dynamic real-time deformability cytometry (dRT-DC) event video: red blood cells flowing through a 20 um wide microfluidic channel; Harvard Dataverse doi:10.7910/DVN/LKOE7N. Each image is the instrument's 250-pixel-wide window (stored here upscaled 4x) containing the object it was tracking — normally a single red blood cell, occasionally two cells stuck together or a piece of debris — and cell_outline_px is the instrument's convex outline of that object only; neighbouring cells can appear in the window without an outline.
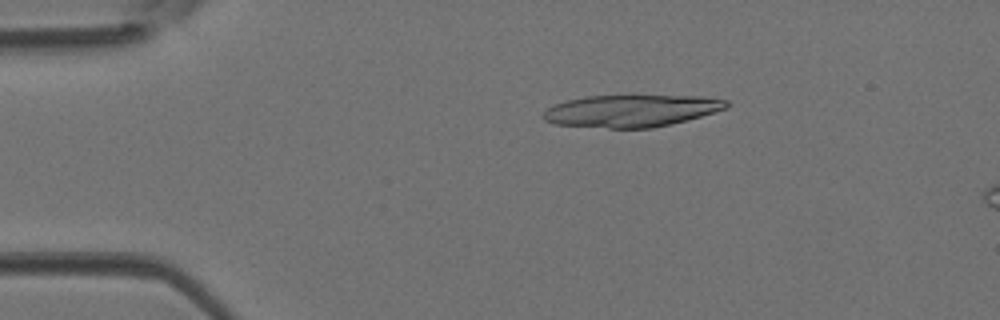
{"species": "Egyptian fruit bat (a non-hibernating species)", "species_latin": "Rousettus aegyptiacus", "temperature_condition": "room temperature", "stored_images_in_passage": 13, "camera_frame_rate_fps": 3000, "um_per_image_px": 0.085, "animal": {"sex": "female"}, "frame": {"image": 1, "passage_image": 8, "time_ms": 2.333, "image_size_px": [1000, 320], "cell_outline_px": [[728, 108], [672, 124], [652, 128], [608, 128], [556, 124], [544, 120], [540, 116], [552, 104], [568, 100], [588, 96], [700, 96], [728, 100]], "centroid_in_image_um": [53.64, 9.42], "position_along_channel_um": 31.4, "area_um2": 34.16}}